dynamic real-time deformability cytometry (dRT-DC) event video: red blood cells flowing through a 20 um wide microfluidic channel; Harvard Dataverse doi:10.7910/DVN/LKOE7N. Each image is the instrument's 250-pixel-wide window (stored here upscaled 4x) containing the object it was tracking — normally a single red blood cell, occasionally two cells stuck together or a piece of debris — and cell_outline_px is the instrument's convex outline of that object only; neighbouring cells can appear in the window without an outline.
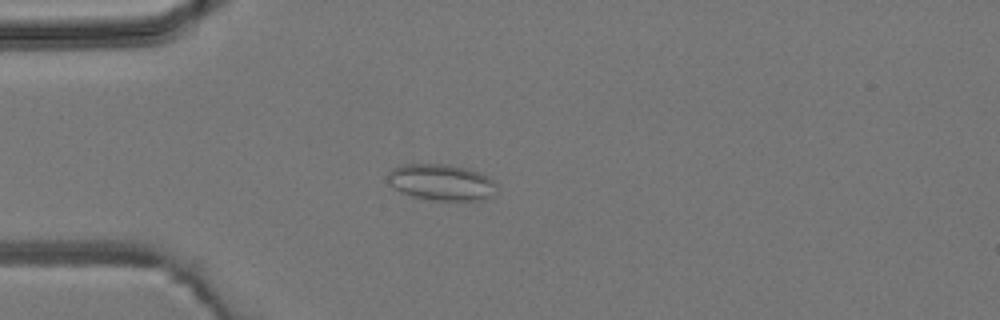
{"species": "common noctule bat (a hibernating species)", "species_latin": "Nyctalus noctula", "temperature_condition": "room temperature", "stored_images_in_passage": 4, "camera_frame_rate_fps": 3000, "um_per_image_px": 0.085, "animal": {"sex": "male", "body_mass_g": 19.2, "forearm_length_mm": 51.8}, "frame": {"image": 1, "passage_image": 4, "time_ms": 3.333, "image_size_px": [1000, 320], "cell_outline_px": [[496, 184], [492, 196], [484, 200], [436, 200], [412, 196], [400, 192], [388, 180], [388, 172], [392, 168], [404, 164], [448, 164], [468, 168], [480, 172], [492, 180]], "centroid_in_image_um": [37.52, 15.48], "position_along_channel_um": 47.5, "area_um2": 22.89}}